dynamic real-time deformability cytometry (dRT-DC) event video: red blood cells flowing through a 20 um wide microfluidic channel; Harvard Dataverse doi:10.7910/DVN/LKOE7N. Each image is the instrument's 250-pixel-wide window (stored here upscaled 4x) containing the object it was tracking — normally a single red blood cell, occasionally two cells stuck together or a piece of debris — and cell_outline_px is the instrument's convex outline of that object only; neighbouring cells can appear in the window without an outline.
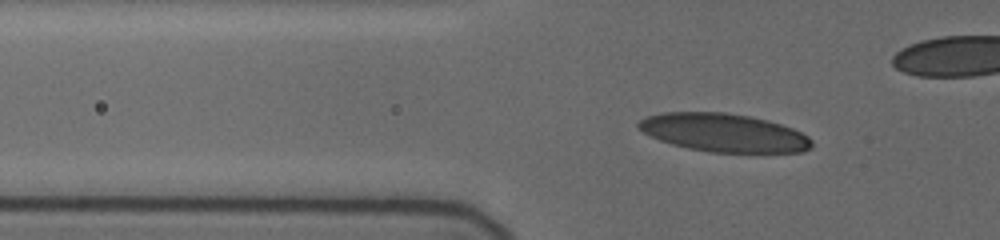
{"species": "human", "species_latin": "Homo sapiens", "temperature_condition": "cold", "stored_images_in_passage": 43, "camera_frame_rate_fps": 3000, "um_per_image_px": 0.085, "donor": {"sex": "female"}, "frame": {"image": 1, "passage_image": 13, "time_ms": 4.667, "image_size_px": [1000, 240], "cell_outline_px": [[812, 148], [804, 152], [712, 152], [688, 148], [672, 144], [660, 140], [644, 132], [636, 124], [640, 120], [648, 116], [664, 112], [728, 112], [768, 120], [792, 128], [808, 136], [812, 140]], "centroid_in_image_um": [61.55, 11.28], "position_along_channel_um": 64.2, "area_um2": 38.44}}
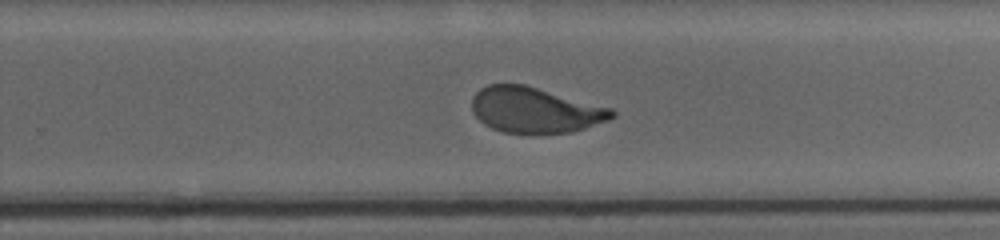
{"frame": {"image": 2, "passage_image": 31, "time_ms": 11.0, "image_size_px": [1000, 240], "cell_outline_px": [[616, 116], [608, 120], [572, 132], [504, 132], [492, 128], [484, 124], [472, 112], [472, 96], [480, 88], [488, 84], [524, 84], [612, 108], [616, 112]], "centroid_in_image_um": [45.47, 9.33], "position_along_channel_um": 284.3, "area_um2": 36.88}}
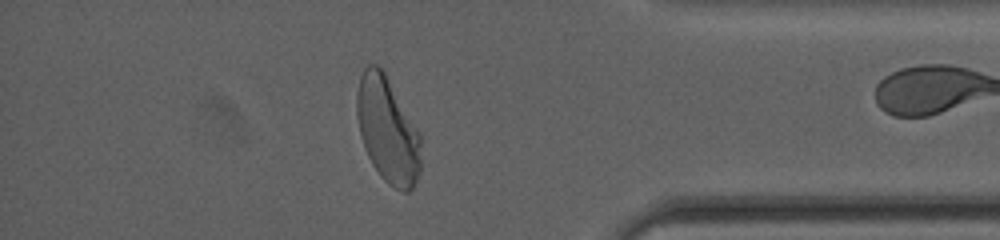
{"frame": {"image": 3, "passage_image": 42, "time_ms": 14.667, "image_size_px": [1000, 240], "cell_outline_px": [[420, 172], [412, 188], [408, 192], [404, 192], [388, 184], [384, 180], [372, 164], [364, 148], [360, 136], [356, 112], [356, 92], [360, 76], [364, 68], [368, 64], [376, 64], [384, 72], [420, 132]], "centroid_in_image_um": [32.93, 11.05], "position_along_channel_um": 402.3, "area_um2": 39.48}}